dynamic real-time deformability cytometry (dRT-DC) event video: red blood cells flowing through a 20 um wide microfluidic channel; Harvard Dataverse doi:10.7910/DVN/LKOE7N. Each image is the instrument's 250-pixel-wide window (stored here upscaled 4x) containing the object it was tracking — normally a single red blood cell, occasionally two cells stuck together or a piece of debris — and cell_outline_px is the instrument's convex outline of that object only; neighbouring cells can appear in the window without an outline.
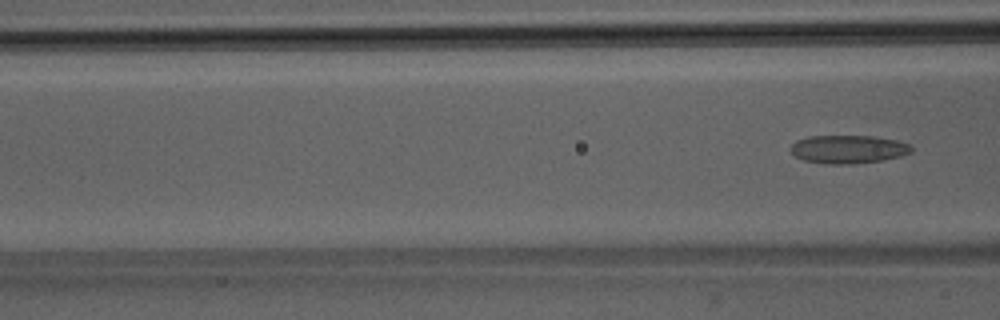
{"species": "Egyptian fruit bat (a non-hibernating species)", "species_latin": "Rousettus aegyptiacus", "temperature_condition": "room temperature", "stored_images_in_passage": 6, "camera_frame_rate_fps": 3000, "um_per_image_px": 0.085, "animal": {"sex": "male"}, "frame": {"image": 1, "passage_image": 6, "time_ms": 6.667, "image_size_px": [1000, 320], "cell_outline_px": [[912, 152], [900, 156], [884, 160], [852, 164], [824, 164], [804, 160], [796, 156], [792, 152], [792, 144], [796, 140], [808, 136], [872, 136], [896, 140], [912, 144]], "centroid_in_image_um": [72.13, 12.69], "position_along_channel_um": 94.5, "area_um2": 19.94}}